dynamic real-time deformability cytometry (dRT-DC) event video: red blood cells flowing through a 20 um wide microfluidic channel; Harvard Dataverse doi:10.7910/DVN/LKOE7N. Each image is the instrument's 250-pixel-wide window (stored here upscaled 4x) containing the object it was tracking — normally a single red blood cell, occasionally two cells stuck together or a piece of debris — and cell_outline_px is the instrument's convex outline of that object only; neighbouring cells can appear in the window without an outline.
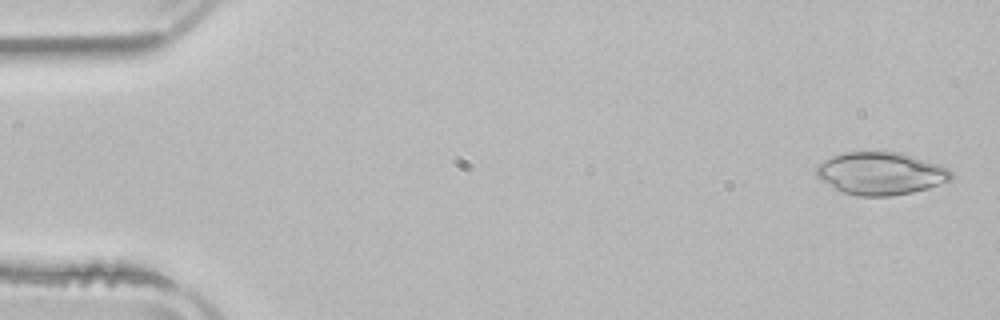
{"species": "common noctule bat (a hibernating species)", "species_latin": "Nyctalus noctula", "temperature_condition": "room temperature", "stored_images_in_passage": 51, "camera_frame_rate_fps": 3000, "um_per_image_px": 0.085, "animal": {"sex": "male", "body_mass_g": 21.5, "forearm_length_mm": 52.0}, "frame": {"image": 1, "passage_image": 2, "time_ms": 0.333, "image_size_px": [1000, 320], "cell_outline_px": [[952, 180], [928, 188], [912, 192], [892, 196], [856, 196], [840, 192], [820, 180], [816, 176], [816, 164], [832, 156], [844, 152], [904, 152], [940, 164], [948, 168], [952, 172]], "centroid_in_image_um": [74.86, 14.74], "position_along_channel_um": 10.1, "area_um2": 33.99}}
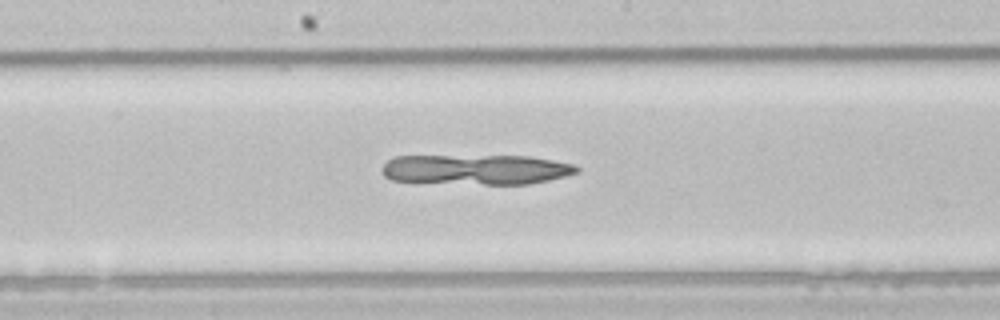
{"frame": {"image": 2, "passage_image": 27, "time_ms": 8.667, "image_size_px": [1000, 320], "cell_outline_px": [[580, 172], [548, 180], [528, 184], [420, 184], [392, 180], [384, 176], [380, 168], [392, 156], [532, 156], [572, 164], [580, 168]], "centroid_in_image_um": [40.37, 14.43], "position_along_channel_um": 207.8, "area_um2": 34.97}}
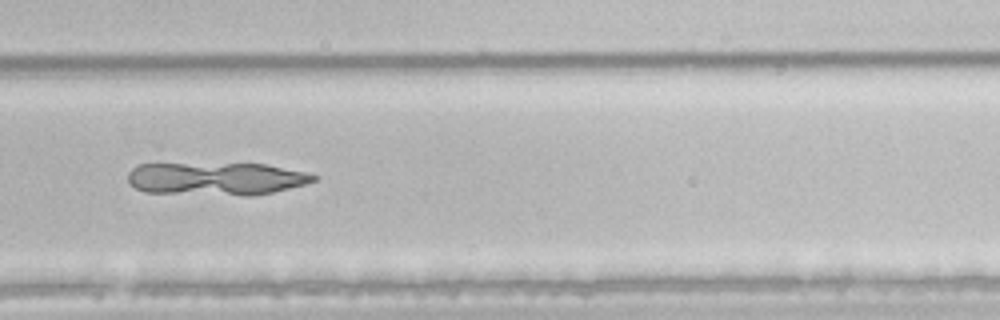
{"frame": {"image": 3, "passage_image": 35, "time_ms": 11.333, "image_size_px": [1000, 320], "cell_outline_px": [[320, 176], [316, 180], [304, 184], [272, 192], [252, 196], [244, 196], [144, 192], [136, 188], [128, 180], [128, 172], [136, 164], [264, 164], [304, 172]], "centroid_in_image_um": [18.36, 15.2], "position_along_channel_um": 311.4, "area_um2": 35.49}}